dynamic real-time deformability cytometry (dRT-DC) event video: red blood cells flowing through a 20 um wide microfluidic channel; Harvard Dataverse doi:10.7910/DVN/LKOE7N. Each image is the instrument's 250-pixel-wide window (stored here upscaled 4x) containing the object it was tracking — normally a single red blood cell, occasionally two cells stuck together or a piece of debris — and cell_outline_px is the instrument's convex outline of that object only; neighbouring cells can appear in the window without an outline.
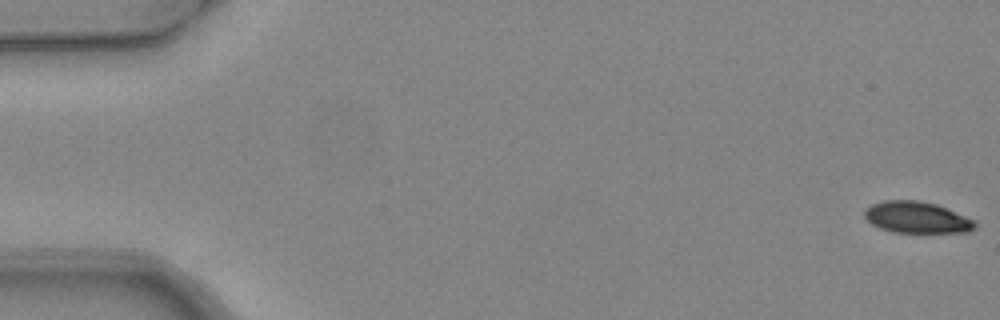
{"species": "common noctule bat (a hibernating species)", "species_latin": "Nyctalus noctula", "temperature_condition": "warm", "stored_images_in_passage": 5, "camera_frame_rate_fps": 3000, "um_per_image_px": 0.085, "animal": {"sex": "female", "body_mass_g": 24.6, "forearm_length_mm": 56.2}, "frame": {"image": 1, "passage_image": 1, "time_ms": 0.0, "image_size_px": [1000, 320], "cell_outline_px": [[976, 228], [968, 232], [892, 232], [880, 228], [872, 224], [864, 216], [864, 212], [872, 204], [884, 200], [920, 200], [936, 204], [976, 220]], "centroid_in_image_um": [77.95, 18.48], "position_along_channel_um": 7.0, "area_um2": 20.23}}
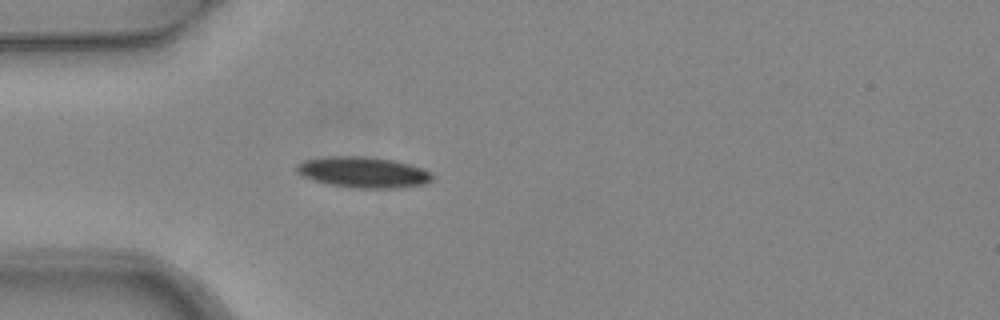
{"frame": {"image": 2, "passage_image": 5, "time_ms": 1.333, "image_size_px": [1000, 320], "cell_outline_px": [[432, 180], [424, 184], [396, 188], [356, 188], [332, 184], [312, 180], [300, 176], [296, 172], [296, 164], [304, 160], [332, 156], [364, 156], [392, 160], [408, 164], [420, 168], [428, 172], [432, 176]], "centroid_in_image_um": [30.81, 14.64], "position_along_channel_um": 54.2, "area_um2": 24.16}}